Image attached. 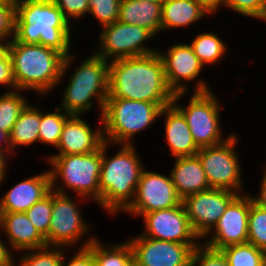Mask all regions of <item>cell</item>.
<instances>
[{
  "instance_id": "cell-1",
  "label": "cell",
  "mask_w": 266,
  "mask_h": 266,
  "mask_svg": "<svg viewBox=\"0 0 266 266\" xmlns=\"http://www.w3.org/2000/svg\"><path fill=\"white\" fill-rule=\"evenodd\" d=\"M173 97L174 92L166 83L164 66L158 51L109 62L107 98L172 103Z\"/></svg>"
},
{
  "instance_id": "cell-2",
  "label": "cell",
  "mask_w": 266,
  "mask_h": 266,
  "mask_svg": "<svg viewBox=\"0 0 266 266\" xmlns=\"http://www.w3.org/2000/svg\"><path fill=\"white\" fill-rule=\"evenodd\" d=\"M70 21L53 0H15L14 38L69 55Z\"/></svg>"
},
{
  "instance_id": "cell-3",
  "label": "cell",
  "mask_w": 266,
  "mask_h": 266,
  "mask_svg": "<svg viewBox=\"0 0 266 266\" xmlns=\"http://www.w3.org/2000/svg\"><path fill=\"white\" fill-rule=\"evenodd\" d=\"M9 55L16 90H34L46 95L69 70L70 55L41 44H25L11 38Z\"/></svg>"
},
{
  "instance_id": "cell-4",
  "label": "cell",
  "mask_w": 266,
  "mask_h": 266,
  "mask_svg": "<svg viewBox=\"0 0 266 266\" xmlns=\"http://www.w3.org/2000/svg\"><path fill=\"white\" fill-rule=\"evenodd\" d=\"M108 142L102 145L100 171V205L110 213L125 211L133 202L143 168L133 144H122L113 157L107 159Z\"/></svg>"
},
{
  "instance_id": "cell-5",
  "label": "cell",
  "mask_w": 266,
  "mask_h": 266,
  "mask_svg": "<svg viewBox=\"0 0 266 266\" xmlns=\"http://www.w3.org/2000/svg\"><path fill=\"white\" fill-rule=\"evenodd\" d=\"M171 104L107 98L100 119L104 140L114 145L132 144L131 138L152 125L160 117L162 108Z\"/></svg>"
},
{
  "instance_id": "cell-6",
  "label": "cell",
  "mask_w": 266,
  "mask_h": 266,
  "mask_svg": "<svg viewBox=\"0 0 266 266\" xmlns=\"http://www.w3.org/2000/svg\"><path fill=\"white\" fill-rule=\"evenodd\" d=\"M65 89L62 110L79 115L92 108L93 97L103 113L109 92V61L92 54L69 78Z\"/></svg>"
},
{
  "instance_id": "cell-7",
  "label": "cell",
  "mask_w": 266,
  "mask_h": 266,
  "mask_svg": "<svg viewBox=\"0 0 266 266\" xmlns=\"http://www.w3.org/2000/svg\"><path fill=\"white\" fill-rule=\"evenodd\" d=\"M185 92L175 93L172 104L183 114L194 142L199 148L219 145L231 135L222 138L220 127V106L205 81H199L187 107L177 105Z\"/></svg>"
},
{
  "instance_id": "cell-8",
  "label": "cell",
  "mask_w": 266,
  "mask_h": 266,
  "mask_svg": "<svg viewBox=\"0 0 266 266\" xmlns=\"http://www.w3.org/2000/svg\"><path fill=\"white\" fill-rule=\"evenodd\" d=\"M51 163V184H56L60 176L62 184L71 188L82 199L92 197L100 204V171L102 164V147L87 154L49 156Z\"/></svg>"
},
{
  "instance_id": "cell-9",
  "label": "cell",
  "mask_w": 266,
  "mask_h": 266,
  "mask_svg": "<svg viewBox=\"0 0 266 266\" xmlns=\"http://www.w3.org/2000/svg\"><path fill=\"white\" fill-rule=\"evenodd\" d=\"M236 144L237 136L232 133L225 142L200 148L196 153L211 188L226 189L235 193L241 191V167L234 150Z\"/></svg>"
},
{
  "instance_id": "cell-10",
  "label": "cell",
  "mask_w": 266,
  "mask_h": 266,
  "mask_svg": "<svg viewBox=\"0 0 266 266\" xmlns=\"http://www.w3.org/2000/svg\"><path fill=\"white\" fill-rule=\"evenodd\" d=\"M60 187V184H51L52 217L45 241L50 247L70 248L78 243L89 228L79 213L77 203Z\"/></svg>"
},
{
  "instance_id": "cell-11",
  "label": "cell",
  "mask_w": 266,
  "mask_h": 266,
  "mask_svg": "<svg viewBox=\"0 0 266 266\" xmlns=\"http://www.w3.org/2000/svg\"><path fill=\"white\" fill-rule=\"evenodd\" d=\"M153 34L146 28L116 21L104 26L99 35V51L94 54L106 61L139 57L157 52L156 49L143 46L145 40L153 38Z\"/></svg>"
},
{
  "instance_id": "cell-12",
  "label": "cell",
  "mask_w": 266,
  "mask_h": 266,
  "mask_svg": "<svg viewBox=\"0 0 266 266\" xmlns=\"http://www.w3.org/2000/svg\"><path fill=\"white\" fill-rule=\"evenodd\" d=\"M226 189L198 192L182 200L190 225L199 238H206L224 214L229 203L238 195Z\"/></svg>"
},
{
  "instance_id": "cell-13",
  "label": "cell",
  "mask_w": 266,
  "mask_h": 266,
  "mask_svg": "<svg viewBox=\"0 0 266 266\" xmlns=\"http://www.w3.org/2000/svg\"><path fill=\"white\" fill-rule=\"evenodd\" d=\"M181 203L182 199L177 194L170 176L143 169L134 200L125 211L141 216L152 211L175 207Z\"/></svg>"
},
{
  "instance_id": "cell-14",
  "label": "cell",
  "mask_w": 266,
  "mask_h": 266,
  "mask_svg": "<svg viewBox=\"0 0 266 266\" xmlns=\"http://www.w3.org/2000/svg\"><path fill=\"white\" fill-rule=\"evenodd\" d=\"M134 266H189L192 252L200 244L163 241L139 235L128 240Z\"/></svg>"
},
{
  "instance_id": "cell-15",
  "label": "cell",
  "mask_w": 266,
  "mask_h": 266,
  "mask_svg": "<svg viewBox=\"0 0 266 266\" xmlns=\"http://www.w3.org/2000/svg\"><path fill=\"white\" fill-rule=\"evenodd\" d=\"M250 208L251 196L238 194L213 227L212 239L203 245L220 251L227 246L247 243Z\"/></svg>"
},
{
  "instance_id": "cell-16",
  "label": "cell",
  "mask_w": 266,
  "mask_h": 266,
  "mask_svg": "<svg viewBox=\"0 0 266 266\" xmlns=\"http://www.w3.org/2000/svg\"><path fill=\"white\" fill-rule=\"evenodd\" d=\"M144 218V237L185 244H200L199 237L193 231L185 208L181 203L168 209L142 214Z\"/></svg>"
},
{
  "instance_id": "cell-17",
  "label": "cell",
  "mask_w": 266,
  "mask_h": 266,
  "mask_svg": "<svg viewBox=\"0 0 266 266\" xmlns=\"http://www.w3.org/2000/svg\"><path fill=\"white\" fill-rule=\"evenodd\" d=\"M164 66V74L168 87L175 93L187 92L188 88L182 80L192 81L201 72L204 65L193 52L190 44H174L166 55L158 52ZM181 80V81H180Z\"/></svg>"
},
{
  "instance_id": "cell-18",
  "label": "cell",
  "mask_w": 266,
  "mask_h": 266,
  "mask_svg": "<svg viewBox=\"0 0 266 266\" xmlns=\"http://www.w3.org/2000/svg\"><path fill=\"white\" fill-rule=\"evenodd\" d=\"M99 127L93 131L79 115H71L65 122L57 155L87 154L99 150L104 144V132Z\"/></svg>"
},
{
  "instance_id": "cell-19",
  "label": "cell",
  "mask_w": 266,
  "mask_h": 266,
  "mask_svg": "<svg viewBox=\"0 0 266 266\" xmlns=\"http://www.w3.org/2000/svg\"><path fill=\"white\" fill-rule=\"evenodd\" d=\"M51 191L50 172L22 180L0 198L1 213L26 212Z\"/></svg>"
},
{
  "instance_id": "cell-20",
  "label": "cell",
  "mask_w": 266,
  "mask_h": 266,
  "mask_svg": "<svg viewBox=\"0 0 266 266\" xmlns=\"http://www.w3.org/2000/svg\"><path fill=\"white\" fill-rule=\"evenodd\" d=\"M175 159L170 177L182 200L189 195L211 189L197 155L176 157Z\"/></svg>"
},
{
  "instance_id": "cell-21",
  "label": "cell",
  "mask_w": 266,
  "mask_h": 266,
  "mask_svg": "<svg viewBox=\"0 0 266 266\" xmlns=\"http://www.w3.org/2000/svg\"><path fill=\"white\" fill-rule=\"evenodd\" d=\"M1 230L4 229L11 248L19 251L46 247L45 238L29 221L25 212L1 213Z\"/></svg>"
},
{
  "instance_id": "cell-22",
  "label": "cell",
  "mask_w": 266,
  "mask_h": 266,
  "mask_svg": "<svg viewBox=\"0 0 266 266\" xmlns=\"http://www.w3.org/2000/svg\"><path fill=\"white\" fill-rule=\"evenodd\" d=\"M162 115L166 117L165 137L172 156L176 158L196 155L200 148L194 142L183 114L171 104L162 108L160 116Z\"/></svg>"
},
{
  "instance_id": "cell-23",
  "label": "cell",
  "mask_w": 266,
  "mask_h": 266,
  "mask_svg": "<svg viewBox=\"0 0 266 266\" xmlns=\"http://www.w3.org/2000/svg\"><path fill=\"white\" fill-rule=\"evenodd\" d=\"M162 3L120 0L118 21L149 30L154 37L161 32Z\"/></svg>"
},
{
  "instance_id": "cell-24",
  "label": "cell",
  "mask_w": 266,
  "mask_h": 266,
  "mask_svg": "<svg viewBox=\"0 0 266 266\" xmlns=\"http://www.w3.org/2000/svg\"><path fill=\"white\" fill-rule=\"evenodd\" d=\"M206 14L208 11L194 0H165L161 12L162 31L196 23Z\"/></svg>"
},
{
  "instance_id": "cell-25",
  "label": "cell",
  "mask_w": 266,
  "mask_h": 266,
  "mask_svg": "<svg viewBox=\"0 0 266 266\" xmlns=\"http://www.w3.org/2000/svg\"><path fill=\"white\" fill-rule=\"evenodd\" d=\"M40 121L41 111L28 103L20 112L17 121L9 133L11 150L15 146H25L37 141L39 142Z\"/></svg>"
},
{
  "instance_id": "cell-26",
  "label": "cell",
  "mask_w": 266,
  "mask_h": 266,
  "mask_svg": "<svg viewBox=\"0 0 266 266\" xmlns=\"http://www.w3.org/2000/svg\"><path fill=\"white\" fill-rule=\"evenodd\" d=\"M95 238L87 245L92 252L95 266H134L133 251L129 241L104 248ZM109 248V249H108Z\"/></svg>"
},
{
  "instance_id": "cell-27",
  "label": "cell",
  "mask_w": 266,
  "mask_h": 266,
  "mask_svg": "<svg viewBox=\"0 0 266 266\" xmlns=\"http://www.w3.org/2000/svg\"><path fill=\"white\" fill-rule=\"evenodd\" d=\"M190 46L203 65L218 62L226 51L225 43L211 32L198 34Z\"/></svg>"
},
{
  "instance_id": "cell-28",
  "label": "cell",
  "mask_w": 266,
  "mask_h": 266,
  "mask_svg": "<svg viewBox=\"0 0 266 266\" xmlns=\"http://www.w3.org/2000/svg\"><path fill=\"white\" fill-rule=\"evenodd\" d=\"M229 266H265L266 252L251 243L227 246L220 250Z\"/></svg>"
},
{
  "instance_id": "cell-29",
  "label": "cell",
  "mask_w": 266,
  "mask_h": 266,
  "mask_svg": "<svg viewBox=\"0 0 266 266\" xmlns=\"http://www.w3.org/2000/svg\"><path fill=\"white\" fill-rule=\"evenodd\" d=\"M19 90L0 94V129L8 135L17 121L20 112L28 104Z\"/></svg>"
},
{
  "instance_id": "cell-30",
  "label": "cell",
  "mask_w": 266,
  "mask_h": 266,
  "mask_svg": "<svg viewBox=\"0 0 266 266\" xmlns=\"http://www.w3.org/2000/svg\"><path fill=\"white\" fill-rule=\"evenodd\" d=\"M54 113H42L39 125V142L57 147L66 120L71 116L60 107ZM61 111V112H60ZM63 112V114H62Z\"/></svg>"
},
{
  "instance_id": "cell-31",
  "label": "cell",
  "mask_w": 266,
  "mask_h": 266,
  "mask_svg": "<svg viewBox=\"0 0 266 266\" xmlns=\"http://www.w3.org/2000/svg\"><path fill=\"white\" fill-rule=\"evenodd\" d=\"M248 243L266 252V209L255 204L252 197L248 218Z\"/></svg>"
},
{
  "instance_id": "cell-32",
  "label": "cell",
  "mask_w": 266,
  "mask_h": 266,
  "mask_svg": "<svg viewBox=\"0 0 266 266\" xmlns=\"http://www.w3.org/2000/svg\"><path fill=\"white\" fill-rule=\"evenodd\" d=\"M25 213L28 216L29 221L45 238L49 232L52 217V189L45 197L36 202Z\"/></svg>"
},
{
  "instance_id": "cell-33",
  "label": "cell",
  "mask_w": 266,
  "mask_h": 266,
  "mask_svg": "<svg viewBox=\"0 0 266 266\" xmlns=\"http://www.w3.org/2000/svg\"><path fill=\"white\" fill-rule=\"evenodd\" d=\"M56 248L46 246L39 249L26 250V252H31L20 258L19 266H60L64 253L62 249L59 250L62 247Z\"/></svg>"
},
{
  "instance_id": "cell-34",
  "label": "cell",
  "mask_w": 266,
  "mask_h": 266,
  "mask_svg": "<svg viewBox=\"0 0 266 266\" xmlns=\"http://www.w3.org/2000/svg\"><path fill=\"white\" fill-rule=\"evenodd\" d=\"M120 0H89V13L98 19L102 28L119 18Z\"/></svg>"
},
{
  "instance_id": "cell-35",
  "label": "cell",
  "mask_w": 266,
  "mask_h": 266,
  "mask_svg": "<svg viewBox=\"0 0 266 266\" xmlns=\"http://www.w3.org/2000/svg\"><path fill=\"white\" fill-rule=\"evenodd\" d=\"M189 266H229V264L221 251L200 244L193 250Z\"/></svg>"
},
{
  "instance_id": "cell-36",
  "label": "cell",
  "mask_w": 266,
  "mask_h": 266,
  "mask_svg": "<svg viewBox=\"0 0 266 266\" xmlns=\"http://www.w3.org/2000/svg\"><path fill=\"white\" fill-rule=\"evenodd\" d=\"M224 5L244 16L266 21V4L263 0H224Z\"/></svg>"
},
{
  "instance_id": "cell-37",
  "label": "cell",
  "mask_w": 266,
  "mask_h": 266,
  "mask_svg": "<svg viewBox=\"0 0 266 266\" xmlns=\"http://www.w3.org/2000/svg\"><path fill=\"white\" fill-rule=\"evenodd\" d=\"M15 2H0V39L14 37Z\"/></svg>"
},
{
  "instance_id": "cell-38",
  "label": "cell",
  "mask_w": 266,
  "mask_h": 266,
  "mask_svg": "<svg viewBox=\"0 0 266 266\" xmlns=\"http://www.w3.org/2000/svg\"><path fill=\"white\" fill-rule=\"evenodd\" d=\"M69 21L71 18H81L89 13V0H53ZM70 18V19H69Z\"/></svg>"
},
{
  "instance_id": "cell-39",
  "label": "cell",
  "mask_w": 266,
  "mask_h": 266,
  "mask_svg": "<svg viewBox=\"0 0 266 266\" xmlns=\"http://www.w3.org/2000/svg\"><path fill=\"white\" fill-rule=\"evenodd\" d=\"M89 238L86 243L77 250V252L68 260L67 264L64 263V258H62L60 266H95V261L92 256V252L87 248V245L94 240Z\"/></svg>"
},
{
  "instance_id": "cell-40",
  "label": "cell",
  "mask_w": 266,
  "mask_h": 266,
  "mask_svg": "<svg viewBox=\"0 0 266 266\" xmlns=\"http://www.w3.org/2000/svg\"><path fill=\"white\" fill-rule=\"evenodd\" d=\"M1 84L10 87L11 90L8 92L16 90L9 53L2 60H0V85Z\"/></svg>"
},
{
  "instance_id": "cell-41",
  "label": "cell",
  "mask_w": 266,
  "mask_h": 266,
  "mask_svg": "<svg viewBox=\"0 0 266 266\" xmlns=\"http://www.w3.org/2000/svg\"><path fill=\"white\" fill-rule=\"evenodd\" d=\"M0 266H15L12 253L0 239Z\"/></svg>"
},
{
  "instance_id": "cell-42",
  "label": "cell",
  "mask_w": 266,
  "mask_h": 266,
  "mask_svg": "<svg viewBox=\"0 0 266 266\" xmlns=\"http://www.w3.org/2000/svg\"><path fill=\"white\" fill-rule=\"evenodd\" d=\"M200 4L205 10L208 11L209 15L215 13L220 5H224V0H194Z\"/></svg>"
},
{
  "instance_id": "cell-43",
  "label": "cell",
  "mask_w": 266,
  "mask_h": 266,
  "mask_svg": "<svg viewBox=\"0 0 266 266\" xmlns=\"http://www.w3.org/2000/svg\"><path fill=\"white\" fill-rule=\"evenodd\" d=\"M262 183L259 190L258 197L254 198L252 197V200L255 204L258 206L266 209V171L263 175Z\"/></svg>"
},
{
  "instance_id": "cell-44",
  "label": "cell",
  "mask_w": 266,
  "mask_h": 266,
  "mask_svg": "<svg viewBox=\"0 0 266 266\" xmlns=\"http://www.w3.org/2000/svg\"><path fill=\"white\" fill-rule=\"evenodd\" d=\"M0 150L5 152V153H7V152L9 153V151H13V150H11V147H10L9 135L6 132L2 131L1 129H0Z\"/></svg>"
},
{
  "instance_id": "cell-45",
  "label": "cell",
  "mask_w": 266,
  "mask_h": 266,
  "mask_svg": "<svg viewBox=\"0 0 266 266\" xmlns=\"http://www.w3.org/2000/svg\"><path fill=\"white\" fill-rule=\"evenodd\" d=\"M6 154L5 152L0 150V184L3 182L4 178H6V165L7 163V158H5Z\"/></svg>"
},
{
  "instance_id": "cell-46",
  "label": "cell",
  "mask_w": 266,
  "mask_h": 266,
  "mask_svg": "<svg viewBox=\"0 0 266 266\" xmlns=\"http://www.w3.org/2000/svg\"><path fill=\"white\" fill-rule=\"evenodd\" d=\"M11 40L5 41V39H0V60H2L8 53Z\"/></svg>"
},
{
  "instance_id": "cell-47",
  "label": "cell",
  "mask_w": 266,
  "mask_h": 266,
  "mask_svg": "<svg viewBox=\"0 0 266 266\" xmlns=\"http://www.w3.org/2000/svg\"><path fill=\"white\" fill-rule=\"evenodd\" d=\"M139 1H148L153 3H163L165 0H139Z\"/></svg>"
},
{
  "instance_id": "cell-48",
  "label": "cell",
  "mask_w": 266,
  "mask_h": 266,
  "mask_svg": "<svg viewBox=\"0 0 266 266\" xmlns=\"http://www.w3.org/2000/svg\"><path fill=\"white\" fill-rule=\"evenodd\" d=\"M0 2H15V0H0Z\"/></svg>"
}]
</instances>
